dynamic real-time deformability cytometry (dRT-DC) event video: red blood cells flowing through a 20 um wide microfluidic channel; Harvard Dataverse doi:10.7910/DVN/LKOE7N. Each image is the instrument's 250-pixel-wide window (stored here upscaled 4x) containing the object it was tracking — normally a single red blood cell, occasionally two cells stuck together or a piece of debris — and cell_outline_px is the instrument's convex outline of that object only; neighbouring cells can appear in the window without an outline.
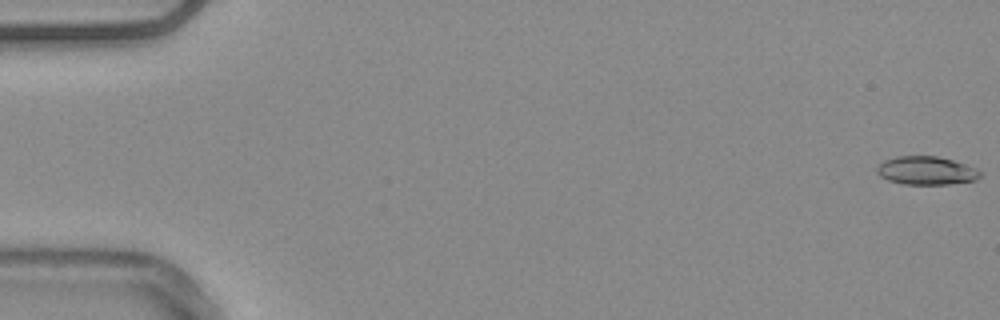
{"species": "common noctule bat (a hibernating species)", "species_latin": "Nyctalus noctula", "temperature_condition": "warm", "stored_images_in_passage": 55, "camera_frame_rate_fps": 3000, "um_per_image_px": 0.085, "animal": {"sex": "male", "body_mass_g": 20.4}, "frame": {"image": 1, "passage_image": 1, "time_ms": 0.0, "image_size_px": [1000, 320], "cell_outline_px": [[984, 172], [976, 180], [948, 184], [904, 184], [888, 180], [880, 176], [876, 172], [876, 168], [884, 160], [896, 156], [936, 156], [952, 160], [976, 168]], "centroid_in_image_um": [78.74, 14.5], "position_along_channel_um": 6.3, "area_um2": 17.05}}
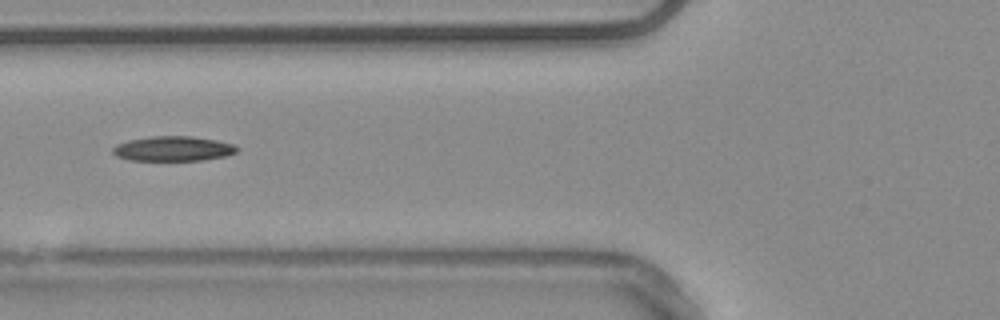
{"frame": {"image": 2, "passage_image": 22, "time_ms": 7.0, "image_size_px": [1000, 320], "cell_outline_px": [[240, 148], [236, 152], [224, 156], [200, 160], [132, 160], [116, 156], [112, 152], [112, 148], [116, 144], [128, 140], [152, 136], [192, 136], [216, 140], [232, 144]], "centroid_in_image_um": [14.69, 12.63], "position_along_channel_um": 111.1, "area_um2": 17.86}}
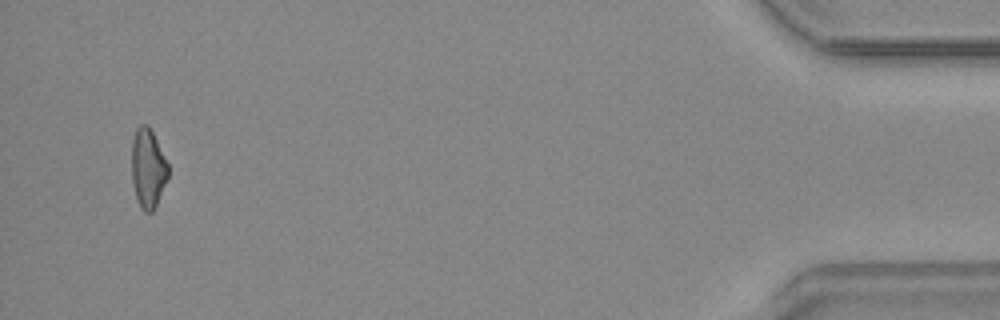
{"frame": {"image": 3, "passage_image": 53, "time_ms": 17.333, "image_size_px": [1000, 320], "cell_outline_px": [[168, 180], [152, 212], [144, 212], [140, 208], [132, 184], [132, 140], [136, 128], [140, 124], [148, 124], [168, 164]], "centroid_in_image_um": [12.57, 14.31], "position_along_channel_um": 422.6, "area_um2": 16.82}, "authors_computed_cell_mechanics": {"area_um2": 17.4556, "velocity_mm_per_s": 3.7781, "shape_relaxation_time_tau1_ms": 8.4347, "shape_relaxation_time_tau2_ms": null, "deformation_change_tau1": 0.171, "deformation_change_tau2": null}}